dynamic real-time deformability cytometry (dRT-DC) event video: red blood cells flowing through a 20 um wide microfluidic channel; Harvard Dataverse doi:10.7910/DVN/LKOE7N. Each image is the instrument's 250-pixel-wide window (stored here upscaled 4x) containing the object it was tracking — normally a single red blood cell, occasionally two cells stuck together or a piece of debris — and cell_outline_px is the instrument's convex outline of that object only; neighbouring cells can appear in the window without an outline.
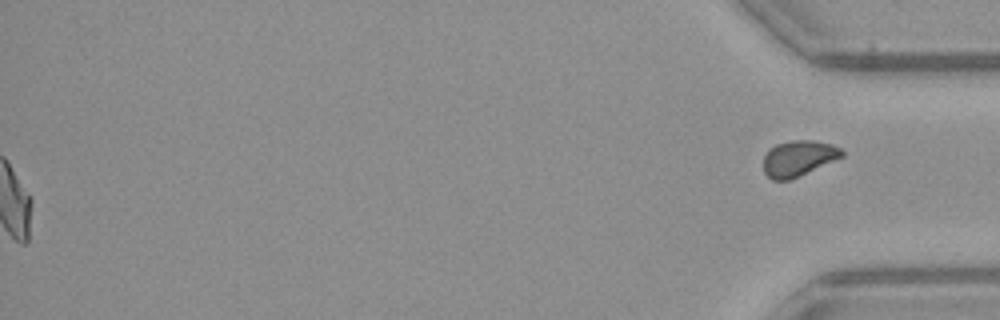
{"species": "common noctule bat (a hibernating species)", "species_latin": "Nyctalus noctula", "temperature_condition": "warm", "stored_images_in_passage": 51, "segment_of_instrument_passage": [2, 2], "camera_frame_rate_fps": 3000, "um_per_image_px": 0.085, "animal": {"sex": "female", "body_mass_g": 21.9}, "frame": {"image": 1, "passage_image": 51, "time_ms": 16.667, "image_size_px": [1000, 320], "cell_outline_px": [[844, 156], [788, 180], [772, 180], [764, 172], [764, 156], [768, 148], [776, 144], [792, 140], [812, 140], [832, 144], [840, 148], [844, 152]], "centroid_in_image_um": [67.85, 13.43], "position_along_channel_um": 367.4, "area_um2": 16.18}}